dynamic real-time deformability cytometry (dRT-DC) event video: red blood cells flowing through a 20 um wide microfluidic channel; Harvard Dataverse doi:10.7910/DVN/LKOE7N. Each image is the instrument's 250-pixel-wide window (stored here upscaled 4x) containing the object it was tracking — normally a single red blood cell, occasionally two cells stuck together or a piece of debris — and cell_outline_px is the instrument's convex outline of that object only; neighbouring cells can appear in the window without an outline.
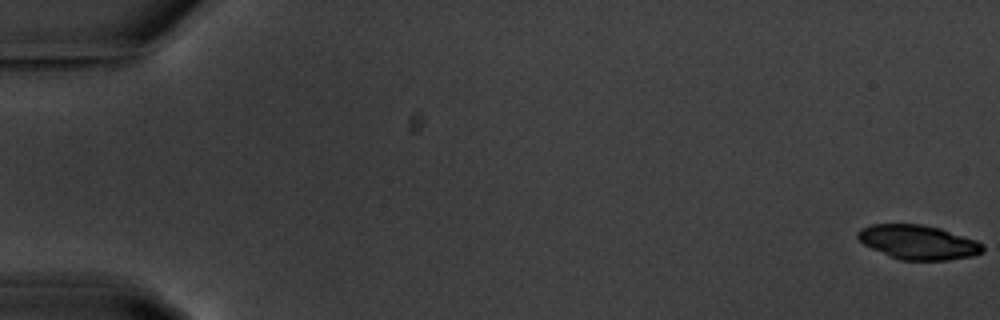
{"species": "common noctule bat (a hibernating species)", "species_latin": "Nyctalus noctula", "temperature_condition": "warm", "stored_images_in_passage": 56, "camera_frame_rate_fps": 3000, "um_per_image_px": 0.085, "animal": {"sex": "male", "body_mass_g": 20.1, "forearm_length_mm": 53.5}, "frame": {"image": 1, "passage_image": 1, "time_ms": 0.0, "image_size_px": [1000, 320], "cell_outline_px": [[984, 252], [972, 256], [948, 260], [900, 260], [872, 248], [864, 244], [856, 236], [856, 232], [860, 228], [872, 224], [920, 224], [940, 228], [976, 240], [984, 244]], "centroid_in_image_um": [78.06, 20.58], "position_along_channel_um": 6.9, "area_um2": 24.97}}
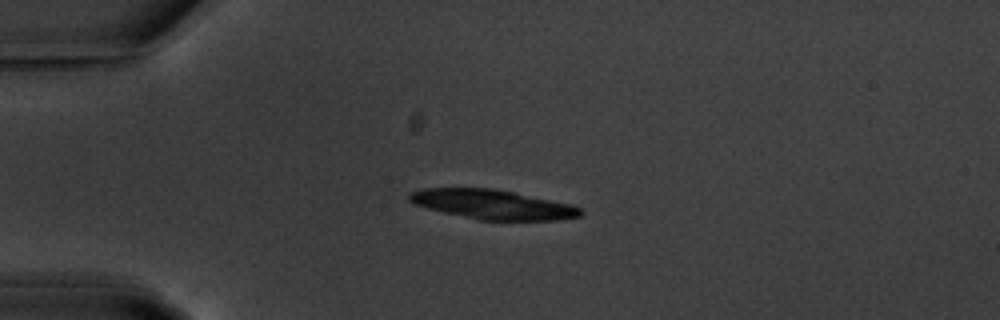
{"frame": {"image": 2, "passage_image": 15, "time_ms": 4.667, "image_size_px": [1000, 320], "cell_outline_px": [[584, 212], [580, 216], [560, 220], [480, 220], [444, 212], [412, 204], [408, 200], [408, 196], [412, 192], [424, 188], [492, 188], [572, 204], [580, 208]], "centroid_in_image_um": [41.88, 17.38], "position_along_channel_um": 43.1, "area_um2": 29.25}}